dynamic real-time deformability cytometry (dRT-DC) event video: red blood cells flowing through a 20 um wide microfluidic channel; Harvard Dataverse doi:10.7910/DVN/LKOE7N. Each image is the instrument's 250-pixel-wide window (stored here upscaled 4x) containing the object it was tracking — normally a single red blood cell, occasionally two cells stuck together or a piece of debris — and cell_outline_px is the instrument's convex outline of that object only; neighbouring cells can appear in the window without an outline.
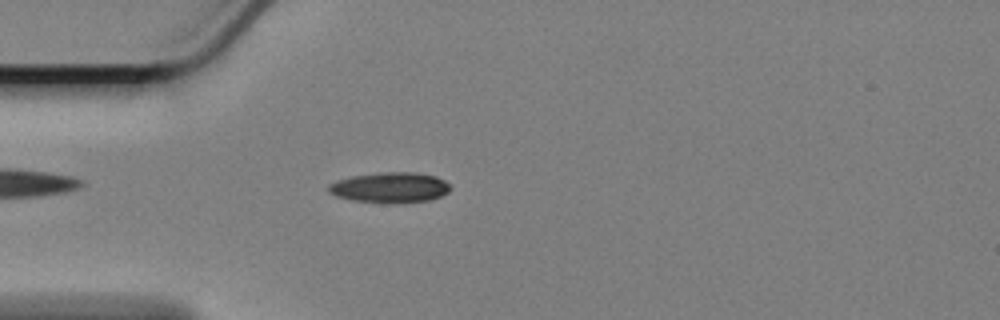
{"species": "Egyptian fruit bat (a non-hibernating species)", "species_latin": "Rousettus aegyptiacus", "temperature_condition": "cold", "stored_images_in_passage": 49, "camera_frame_rate_fps": 3000, "um_per_image_px": 0.085, "animal": {"sex": "female"}, "frame": {"image": 1, "passage_image": 6, "time_ms": 1.667, "image_size_px": [1000, 320], "cell_outline_px": [[452, 188], [448, 192], [440, 196], [428, 200], [388, 204], [352, 200], [336, 196], [328, 192], [328, 184], [352, 176], [384, 172], [412, 172], [436, 176], [444, 180]], "centroid_in_image_um": [33.15, 15.95], "position_along_channel_um": 51.8, "area_um2": 21.56}}
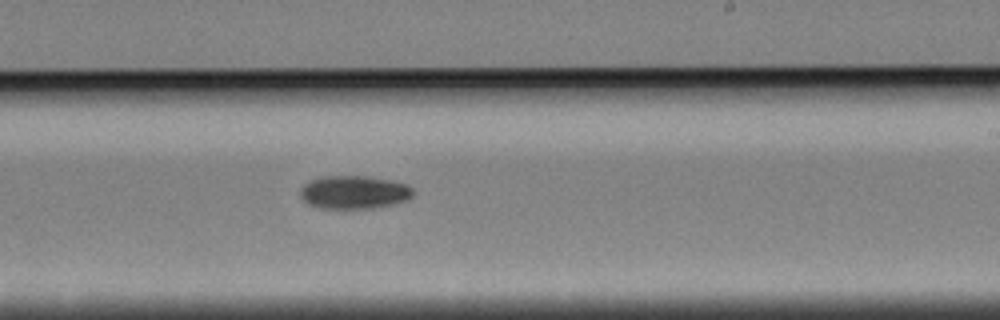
{"frame": {"image": 2, "passage_image": 25, "time_ms": 8.0, "image_size_px": [1000, 320], "cell_outline_px": [[412, 196], [404, 200], [392, 204], [372, 208], [320, 208], [308, 204], [300, 196], [300, 188], [304, 184], [320, 176], [368, 176], [388, 180], [404, 184], [412, 188]], "centroid_in_image_um": [30.03, 16.33], "position_along_channel_um": 259.0, "area_um2": 21.56}}
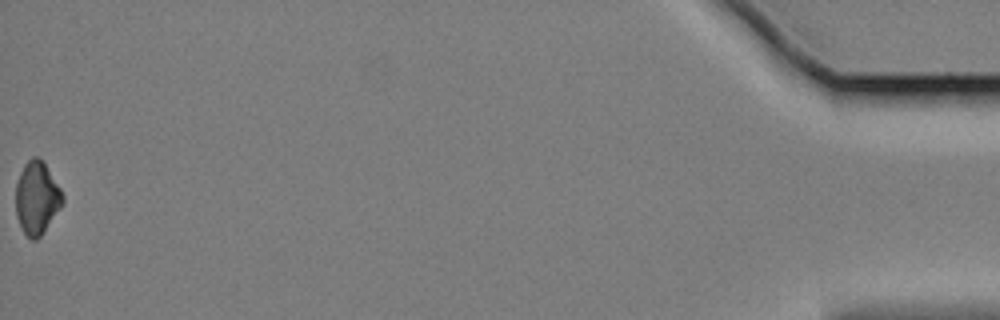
{"frame": {"image": 3, "passage_image": 49, "time_ms": 16.0, "image_size_px": [1000, 320], "cell_outline_px": [[64, 204], [40, 236], [36, 240], [32, 240], [24, 232], [16, 216], [16, 184], [20, 172], [24, 164], [32, 156], [36, 156], [44, 160], [60, 188], [64, 196]], "centroid_in_image_um": [3.15, 16.79], "position_along_channel_um": 432.1, "area_um2": 20.0}, "authors_computed_cell_mechanics": {"area_um2": 20.8658, "velocity_mm_per_s": 3.3904, "shape_relaxation_time_tau1_ms": 3.5839, "shape_relaxation_time_tau2_ms": null, "deformation_change_tau1": 0.1029, "deformation_change_tau2": null}}